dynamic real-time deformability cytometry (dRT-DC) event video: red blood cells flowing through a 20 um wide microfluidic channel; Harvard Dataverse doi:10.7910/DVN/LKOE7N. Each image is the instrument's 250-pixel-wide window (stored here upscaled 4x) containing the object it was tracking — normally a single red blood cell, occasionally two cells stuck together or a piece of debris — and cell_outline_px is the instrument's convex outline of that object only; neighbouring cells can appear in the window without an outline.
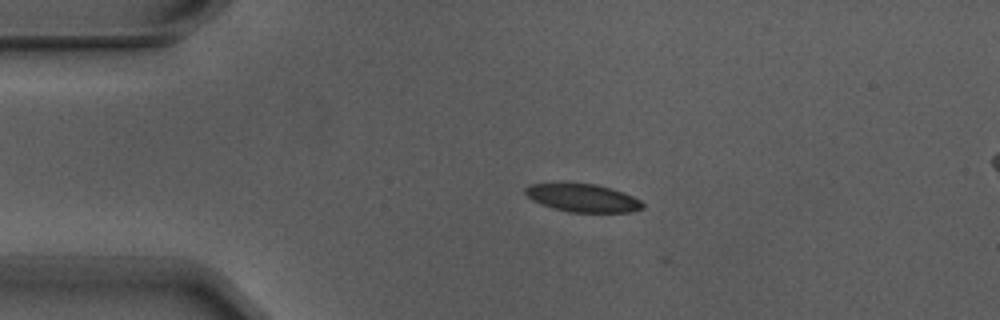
{"species": "Egyptian fruit bat (a non-hibernating species)", "species_latin": "Rousettus aegyptiacus", "temperature_condition": "warm", "stored_images_in_passage": 4, "camera_frame_rate_fps": 3000, "um_per_image_px": 0.085, "animal": {"sex": "male"}, "frame": {"image": 1, "passage_image": 2, "time_ms": 0.333, "image_size_px": [1000, 320], "cell_outline_px": [[644, 208], [632, 212], [568, 212], [552, 208], [540, 204], [532, 200], [524, 192], [524, 188], [532, 184], [596, 184], [612, 188], [624, 192], [640, 200], [644, 204]], "centroid_in_image_um": [49.56, 16.84], "position_along_channel_um": 35.4, "area_um2": 19.07}}